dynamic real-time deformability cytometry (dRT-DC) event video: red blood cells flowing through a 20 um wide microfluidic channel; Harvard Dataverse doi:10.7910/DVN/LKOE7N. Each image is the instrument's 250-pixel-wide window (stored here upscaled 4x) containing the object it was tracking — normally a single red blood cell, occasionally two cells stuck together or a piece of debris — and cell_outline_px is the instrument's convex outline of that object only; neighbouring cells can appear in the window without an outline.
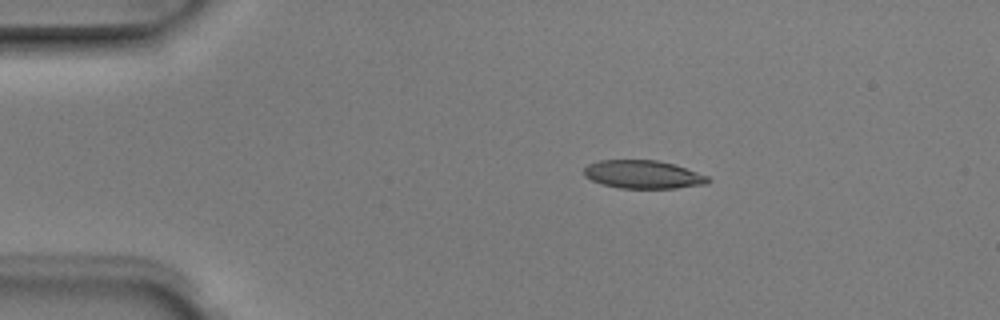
{"species": "Egyptian fruit bat (a non-hibernating species)", "species_latin": "Rousettus aegyptiacus", "temperature_condition": "room temperature", "stored_images_in_passage": 4, "camera_frame_rate_fps": 3000, "um_per_image_px": 0.085, "animal": {"sex": "male"}, "frame": {"image": 1, "passage_image": 3, "time_ms": 0.667, "image_size_px": [1000, 320], "cell_outline_px": [[712, 180], [708, 184], [676, 188], [620, 188], [604, 184], [592, 180], [584, 176], [584, 168], [588, 164], [600, 160], [656, 160], [676, 164], [708, 176]], "centroid_in_image_um": [54.7, 14.82], "position_along_channel_um": 30.3, "area_um2": 20.46}}